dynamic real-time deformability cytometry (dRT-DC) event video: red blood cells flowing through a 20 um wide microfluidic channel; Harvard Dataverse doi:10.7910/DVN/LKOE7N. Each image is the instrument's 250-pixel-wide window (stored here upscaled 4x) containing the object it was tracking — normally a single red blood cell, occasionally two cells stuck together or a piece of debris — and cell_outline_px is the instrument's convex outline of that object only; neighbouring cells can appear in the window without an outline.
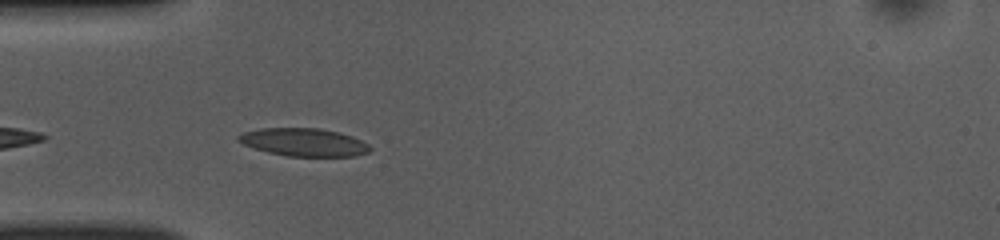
{"species": "common noctule bat (a hibernating species)", "species_latin": "Nyctalus noctula", "temperature_condition": "room temperature", "stored_images_in_passage": 25, "camera_frame_rate_fps": 3000, "um_per_image_px": 0.085, "animal": {"sex": "female", "body_mass_g": 10.0, "forearm_length_mm": 53.1}, "frame": {"image": 1, "passage_image": 3, "time_ms": 0.667, "image_size_px": [1000, 240], "cell_outline_px": [[372, 148], [368, 152], [356, 156], [288, 156], [268, 152], [244, 144], [236, 140], [236, 136], [244, 132], [260, 128], [320, 128], [340, 132], [352, 136], [368, 144]], "centroid_in_image_um": [25.84, 12.08], "position_along_channel_um": 59.2, "area_um2": 21.39}}
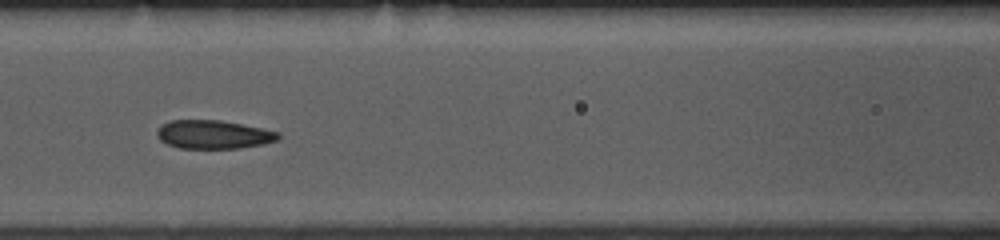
{"frame": {"image": 2, "passage_image": 10, "time_ms": 3.0, "image_size_px": [1000, 240], "cell_outline_px": [[280, 136], [276, 140], [260, 144], [240, 148], [180, 148], [168, 144], [160, 140], [156, 136], [156, 132], [160, 124], [172, 120], [220, 120], [280, 132]], "centroid_in_image_um": [18.09, 11.42], "position_along_channel_um": 148.5, "area_um2": 20.0}}
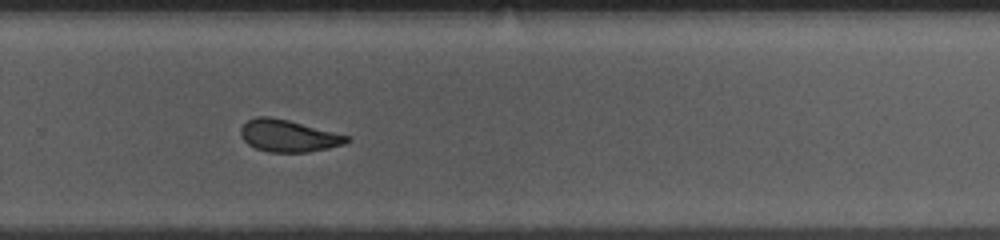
{"frame": {"image": 3, "passage_image": 22, "time_ms": 7.0, "image_size_px": [1000, 240], "cell_outline_px": [[352, 140], [344, 144], [328, 148], [308, 152], [268, 152], [256, 148], [248, 144], [240, 136], [240, 128], [248, 120], [256, 116], [272, 116], [288, 120], [348, 136]], "centroid_in_image_um": [24.48, 11.54], "position_along_channel_um": 305.3, "area_um2": 19.71}}